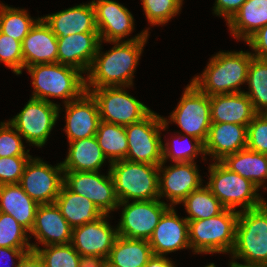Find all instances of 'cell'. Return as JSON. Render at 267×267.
<instances>
[{
  "label": "cell",
  "instance_id": "6da1fadb",
  "mask_svg": "<svg viewBox=\"0 0 267 267\" xmlns=\"http://www.w3.org/2000/svg\"><path fill=\"white\" fill-rule=\"evenodd\" d=\"M142 30L134 37L113 43V47L102 52V41L86 77V88L132 87L134 73L147 43L149 30Z\"/></svg>",
  "mask_w": 267,
  "mask_h": 267
},
{
  "label": "cell",
  "instance_id": "7a4b0ae2",
  "mask_svg": "<svg viewBox=\"0 0 267 267\" xmlns=\"http://www.w3.org/2000/svg\"><path fill=\"white\" fill-rule=\"evenodd\" d=\"M254 56L246 51H219L206 68L191 82L208 96L244 92L240 86L247 82L249 65Z\"/></svg>",
  "mask_w": 267,
  "mask_h": 267
},
{
  "label": "cell",
  "instance_id": "3957f363",
  "mask_svg": "<svg viewBox=\"0 0 267 267\" xmlns=\"http://www.w3.org/2000/svg\"><path fill=\"white\" fill-rule=\"evenodd\" d=\"M34 88L31 98L54 103L49 99H64L63 104L80 98L86 92V77L80 70L60 63L35 64L26 68Z\"/></svg>",
  "mask_w": 267,
  "mask_h": 267
},
{
  "label": "cell",
  "instance_id": "277c9868",
  "mask_svg": "<svg viewBox=\"0 0 267 267\" xmlns=\"http://www.w3.org/2000/svg\"><path fill=\"white\" fill-rule=\"evenodd\" d=\"M239 210L225 208L220 214L188 221L190 249L193 254H231L235 245Z\"/></svg>",
  "mask_w": 267,
  "mask_h": 267
},
{
  "label": "cell",
  "instance_id": "5b68a950",
  "mask_svg": "<svg viewBox=\"0 0 267 267\" xmlns=\"http://www.w3.org/2000/svg\"><path fill=\"white\" fill-rule=\"evenodd\" d=\"M231 262L267 265V201L261 206L239 211ZM236 259V260H235Z\"/></svg>",
  "mask_w": 267,
  "mask_h": 267
},
{
  "label": "cell",
  "instance_id": "8992f818",
  "mask_svg": "<svg viewBox=\"0 0 267 267\" xmlns=\"http://www.w3.org/2000/svg\"><path fill=\"white\" fill-rule=\"evenodd\" d=\"M109 166L119 202L159 199V165L125 159Z\"/></svg>",
  "mask_w": 267,
  "mask_h": 267
},
{
  "label": "cell",
  "instance_id": "52a82bcc",
  "mask_svg": "<svg viewBox=\"0 0 267 267\" xmlns=\"http://www.w3.org/2000/svg\"><path fill=\"white\" fill-rule=\"evenodd\" d=\"M207 187L228 209L248 210L261 206L266 200L257 192L258 188L248 179L229 170L221 161L209 164Z\"/></svg>",
  "mask_w": 267,
  "mask_h": 267
},
{
  "label": "cell",
  "instance_id": "ba28073f",
  "mask_svg": "<svg viewBox=\"0 0 267 267\" xmlns=\"http://www.w3.org/2000/svg\"><path fill=\"white\" fill-rule=\"evenodd\" d=\"M166 128L163 117L154 111L143 120L125 126L128 140L126 160L160 165L163 162L161 131Z\"/></svg>",
  "mask_w": 267,
  "mask_h": 267
},
{
  "label": "cell",
  "instance_id": "9c48e42d",
  "mask_svg": "<svg viewBox=\"0 0 267 267\" xmlns=\"http://www.w3.org/2000/svg\"><path fill=\"white\" fill-rule=\"evenodd\" d=\"M126 88L129 87L86 88L97 102L101 121L128 126L143 120L153 111L130 95Z\"/></svg>",
  "mask_w": 267,
  "mask_h": 267
},
{
  "label": "cell",
  "instance_id": "30bf717a",
  "mask_svg": "<svg viewBox=\"0 0 267 267\" xmlns=\"http://www.w3.org/2000/svg\"><path fill=\"white\" fill-rule=\"evenodd\" d=\"M177 107L170 113V118L163 117L164 123H176L185 135L193 136L203 144L207 140L211 126L210 96L202 93L191 81L184 88Z\"/></svg>",
  "mask_w": 267,
  "mask_h": 267
},
{
  "label": "cell",
  "instance_id": "8fae6325",
  "mask_svg": "<svg viewBox=\"0 0 267 267\" xmlns=\"http://www.w3.org/2000/svg\"><path fill=\"white\" fill-rule=\"evenodd\" d=\"M60 105L31 98L23 109L8 122L18 131L26 143L42 148L59 117Z\"/></svg>",
  "mask_w": 267,
  "mask_h": 267
},
{
  "label": "cell",
  "instance_id": "7c38bea8",
  "mask_svg": "<svg viewBox=\"0 0 267 267\" xmlns=\"http://www.w3.org/2000/svg\"><path fill=\"white\" fill-rule=\"evenodd\" d=\"M122 208L117 234L124 238L149 240L163 213L170 207L160 199L119 202Z\"/></svg>",
  "mask_w": 267,
  "mask_h": 267
},
{
  "label": "cell",
  "instance_id": "4fadbf2b",
  "mask_svg": "<svg viewBox=\"0 0 267 267\" xmlns=\"http://www.w3.org/2000/svg\"><path fill=\"white\" fill-rule=\"evenodd\" d=\"M63 184L64 170L61 162L52 166L40 157L29 159L19 181L25 193L38 204L55 203Z\"/></svg>",
  "mask_w": 267,
  "mask_h": 267
},
{
  "label": "cell",
  "instance_id": "5bb4252c",
  "mask_svg": "<svg viewBox=\"0 0 267 267\" xmlns=\"http://www.w3.org/2000/svg\"><path fill=\"white\" fill-rule=\"evenodd\" d=\"M64 184L74 193L89 199L103 213L117 210L119 200L110 170L107 175L95 172H64Z\"/></svg>",
  "mask_w": 267,
  "mask_h": 267
},
{
  "label": "cell",
  "instance_id": "9a60e30c",
  "mask_svg": "<svg viewBox=\"0 0 267 267\" xmlns=\"http://www.w3.org/2000/svg\"><path fill=\"white\" fill-rule=\"evenodd\" d=\"M196 162H180L165 166L159 165V199L166 197L170 206L181 202L203 184Z\"/></svg>",
  "mask_w": 267,
  "mask_h": 267
},
{
  "label": "cell",
  "instance_id": "2e32d148",
  "mask_svg": "<svg viewBox=\"0 0 267 267\" xmlns=\"http://www.w3.org/2000/svg\"><path fill=\"white\" fill-rule=\"evenodd\" d=\"M100 41H124L134 31L131 12L115 0H92ZM123 39V40H122Z\"/></svg>",
  "mask_w": 267,
  "mask_h": 267
},
{
  "label": "cell",
  "instance_id": "e0dca14e",
  "mask_svg": "<svg viewBox=\"0 0 267 267\" xmlns=\"http://www.w3.org/2000/svg\"><path fill=\"white\" fill-rule=\"evenodd\" d=\"M73 228L65 217L61 214L56 203L39 204L34 224L29 232V238L32 235L36 244L32 243V250L39 248V244L47 245H66L71 243Z\"/></svg>",
  "mask_w": 267,
  "mask_h": 267
},
{
  "label": "cell",
  "instance_id": "ac0fdd59",
  "mask_svg": "<svg viewBox=\"0 0 267 267\" xmlns=\"http://www.w3.org/2000/svg\"><path fill=\"white\" fill-rule=\"evenodd\" d=\"M107 217L109 214H103L93 222L73 228L70 244L80 255L108 258L118 234L117 228L109 224Z\"/></svg>",
  "mask_w": 267,
  "mask_h": 267
},
{
  "label": "cell",
  "instance_id": "d6986e66",
  "mask_svg": "<svg viewBox=\"0 0 267 267\" xmlns=\"http://www.w3.org/2000/svg\"><path fill=\"white\" fill-rule=\"evenodd\" d=\"M174 208L170 206L163 213L148 240L154 255L166 256L178 250L190 249L188 220L180 218Z\"/></svg>",
  "mask_w": 267,
  "mask_h": 267
},
{
  "label": "cell",
  "instance_id": "ffe728a7",
  "mask_svg": "<svg viewBox=\"0 0 267 267\" xmlns=\"http://www.w3.org/2000/svg\"><path fill=\"white\" fill-rule=\"evenodd\" d=\"M68 142L94 137L100 123L99 109L96 100L89 92L80 98L64 104Z\"/></svg>",
  "mask_w": 267,
  "mask_h": 267
},
{
  "label": "cell",
  "instance_id": "44dd1931",
  "mask_svg": "<svg viewBox=\"0 0 267 267\" xmlns=\"http://www.w3.org/2000/svg\"><path fill=\"white\" fill-rule=\"evenodd\" d=\"M57 41V62L87 74L100 44L98 32L74 33Z\"/></svg>",
  "mask_w": 267,
  "mask_h": 267
},
{
  "label": "cell",
  "instance_id": "7402d4cb",
  "mask_svg": "<svg viewBox=\"0 0 267 267\" xmlns=\"http://www.w3.org/2000/svg\"><path fill=\"white\" fill-rule=\"evenodd\" d=\"M247 145V126L233 123H211L207 140L204 143V154L212 161H222Z\"/></svg>",
  "mask_w": 267,
  "mask_h": 267
},
{
  "label": "cell",
  "instance_id": "603a6c76",
  "mask_svg": "<svg viewBox=\"0 0 267 267\" xmlns=\"http://www.w3.org/2000/svg\"><path fill=\"white\" fill-rule=\"evenodd\" d=\"M24 69L35 64L57 63L58 41L40 18L22 41Z\"/></svg>",
  "mask_w": 267,
  "mask_h": 267
},
{
  "label": "cell",
  "instance_id": "cb8c5ba5",
  "mask_svg": "<svg viewBox=\"0 0 267 267\" xmlns=\"http://www.w3.org/2000/svg\"><path fill=\"white\" fill-rule=\"evenodd\" d=\"M57 38L70 34L98 32L92 2L41 16Z\"/></svg>",
  "mask_w": 267,
  "mask_h": 267
},
{
  "label": "cell",
  "instance_id": "d4e9b609",
  "mask_svg": "<svg viewBox=\"0 0 267 267\" xmlns=\"http://www.w3.org/2000/svg\"><path fill=\"white\" fill-rule=\"evenodd\" d=\"M211 123L245 125L257 115L252 102L244 92L210 96Z\"/></svg>",
  "mask_w": 267,
  "mask_h": 267
},
{
  "label": "cell",
  "instance_id": "484cf974",
  "mask_svg": "<svg viewBox=\"0 0 267 267\" xmlns=\"http://www.w3.org/2000/svg\"><path fill=\"white\" fill-rule=\"evenodd\" d=\"M69 143L68 154L61 162L64 172H95L107 158L98 145L96 137L78 139Z\"/></svg>",
  "mask_w": 267,
  "mask_h": 267
},
{
  "label": "cell",
  "instance_id": "4316f807",
  "mask_svg": "<svg viewBox=\"0 0 267 267\" xmlns=\"http://www.w3.org/2000/svg\"><path fill=\"white\" fill-rule=\"evenodd\" d=\"M38 206L19 184L0 185V212L12 215L28 232L34 224Z\"/></svg>",
  "mask_w": 267,
  "mask_h": 267
},
{
  "label": "cell",
  "instance_id": "83f0119b",
  "mask_svg": "<svg viewBox=\"0 0 267 267\" xmlns=\"http://www.w3.org/2000/svg\"><path fill=\"white\" fill-rule=\"evenodd\" d=\"M226 25L234 38L246 42L267 25V0H247Z\"/></svg>",
  "mask_w": 267,
  "mask_h": 267
},
{
  "label": "cell",
  "instance_id": "f1b7e54d",
  "mask_svg": "<svg viewBox=\"0 0 267 267\" xmlns=\"http://www.w3.org/2000/svg\"><path fill=\"white\" fill-rule=\"evenodd\" d=\"M55 203L72 228L93 222L103 215L92 201L72 192L65 184Z\"/></svg>",
  "mask_w": 267,
  "mask_h": 267
},
{
  "label": "cell",
  "instance_id": "f546056e",
  "mask_svg": "<svg viewBox=\"0 0 267 267\" xmlns=\"http://www.w3.org/2000/svg\"><path fill=\"white\" fill-rule=\"evenodd\" d=\"M153 256L148 240L117 236L107 258L114 267H144Z\"/></svg>",
  "mask_w": 267,
  "mask_h": 267
},
{
  "label": "cell",
  "instance_id": "4dcf8cb0",
  "mask_svg": "<svg viewBox=\"0 0 267 267\" xmlns=\"http://www.w3.org/2000/svg\"><path fill=\"white\" fill-rule=\"evenodd\" d=\"M229 170L250 180L258 189L267 181V155L242 149L221 161Z\"/></svg>",
  "mask_w": 267,
  "mask_h": 267
},
{
  "label": "cell",
  "instance_id": "1f68e13d",
  "mask_svg": "<svg viewBox=\"0 0 267 267\" xmlns=\"http://www.w3.org/2000/svg\"><path fill=\"white\" fill-rule=\"evenodd\" d=\"M95 137L108 163L126 159L128 140L125 126L100 121Z\"/></svg>",
  "mask_w": 267,
  "mask_h": 267
},
{
  "label": "cell",
  "instance_id": "d6a6232c",
  "mask_svg": "<svg viewBox=\"0 0 267 267\" xmlns=\"http://www.w3.org/2000/svg\"><path fill=\"white\" fill-rule=\"evenodd\" d=\"M181 203L189 215L185 217L188 221L210 218L225 209L206 185L193 190Z\"/></svg>",
  "mask_w": 267,
  "mask_h": 267
},
{
  "label": "cell",
  "instance_id": "836d02e7",
  "mask_svg": "<svg viewBox=\"0 0 267 267\" xmlns=\"http://www.w3.org/2000/svg\"><path fill=\"white\" fill-rule=\"evenodd\" d=\"M26 9L0 3V32L22 42L31 28L41 18L33 19Z\"/></svg>",
  "mask_w": 267,
  "mask_h": 267
},
{
  "label": "cell",
  "instance_id": "e575fe53",
  "mask_svg": "<svg viewBox=\"0 0 267 267\" xmlns=\"http://www.w3.org/2000/svg\"><path fill=\"white\" fill-rule=\"evenodd\" d=\"M247 85L244 93L252 102L256 112L267 108V60L253 57L248 69Z\"/></svg>",
  "mask_w": 267,
  "mask_h": 267
},
{
  "label": "cell",
  "instance_id": "d590c367",
  "mask_svg": "<svg viewBox=\"0 0 267 267\" xmlns=\"http://www.w3.org/2000/svg\"><path fill=\"white\" fill-rule=\"evenodd\" d=\"M179 134L176 135L172 141L169 142V140L166 143H162L163 145V162H167V160H171L173 163H180V162H194L196 157L198 155L202 154L204 156H201L203 160H206L205 154H204V144L198 140L197 138H194L190 135H185L182 132H177ZM188 138V139H187ZM191 138V139H190ZM177 139V140H176ZM181 139V141L186 139L185 141L187 143L184 144L183 147L181 146H175L176 143H179L178 141ZM189 141V142H188ZM194 142V143H192ZM182 144V143H181ZM179 145V144H178Z\"/></svg>",
  "mask_w": 267,
  "mask_h": 267
},
{
  "label": "cell",
  "instance_id": "8d00e7d4",
  "mask_svg": "<svg viewBox=\"0 0 267 267\" xmlns=\"http://www.w3.org/2000/svg\"><path fill=\"white\" fill-rule=\"evenodd\" d=\"M28 234L12 215L0 212V247L32 248Z\"/></svg>",
  "mask_w": 267,
  "mask_h": 267
},
{
  "label": "cell",
  "instance_id": "74e56055",
  "mask_svg": "<svg viewBox=\"0 0 267 267\" xmlns=\"http://www.w3.org/2000/svg\"><path fill=\"white\" fill-rule=\"evenodd\" d=\"M35 251L44 267H78L80 254L71 244L47 245L36 248Z\"/></svg>",
  "mask_w": 267,
  "mask_h": 267
},
{
  "label": "cell",
  "instance_id": "f35d334b",
  "mask_svg": "<svg viewBox=\"0 0 267 267\" xmlns=\"http://www.w3.org/2000/svg\"><path fill=\"white\" fill-rule=\"evenodd\" d=\"M150 25H165L179 14L183 0H140Z\"/></svg>",
  "mask_w": 267,
  "mask_h": 267
},
{
  "label": "cell",
  "instance_id": "ab89813d",
  "mask_svg": "<svg viewBox=\"0 0 267 267\" xmlns=\"http://www.w3.org/2000/svg\"><path fill=\"white\" fill-rule=\"evenodd\" d=\"M0 62L18 76L22 74L24 62L22 56V42L0 32Z\"/></svg>",
  "mask_w": 267,
  "mask_h": 267
},
{
  "label": "cell",
  "instance_id": "60d3db41",
  "mask_svg": "<svg viewBox=\"0 0 267 267\" xmlns=\"http://www.w3.org/2000/svg\"><path fill=\"white\" fill-rule=\"evenodd\" d=\"M22 136L8 122H0V157L31 156L26 151Z\"/></svg>",
  "mask_w": 267,
  "mask_h": 267
},
{
  "label": "cell",
  "instance_id": "b9f144b4",
  "mask_svg": "<svg viewBox=\"0 0 267 267\" xmlns=\"http://www.w3.org/2000/svg\"><path fill=\"white\" fill-rule=\"evenodd\" d=\"M31 157H0V185L19 184L25 165Z\"/></svg>",
  "mask_w": 267,
  "mask_h": 267
},
{
  "label": "cell",
  "instance_id": "7bdbcfd3",
  "mask_svg": "<svg viewBox=\"0 0 267 267\" xmlns=\"http://www.w3.org/2000/svg\"><path fill=\"white\" fill-rule=\"evenodd\" d=\"M246 148L267 155V124L258 114L247 126Z\"/></svg>",
  "mask_w": 267,
  "mask_h": 267
},
{
  "label": "cell",
  "instance_id": "ee69618b",
  "mask_svg": "<svg viewBox=\"0 0 267 267\" xmlns=\"http://www.w3.org/2000/svg\"><path fill=\"white\" fill-rule=\"evenodd\" d=\"M245 43L254 51L251 52L254 57L267 60V25L259 29Z\"/></svg>",
  "mask_w": 267,
  "mask_h": 267
},
{
  "label": "cell",
  "instance_id": "f6af8a7d",
  "mask_svg": "<svg viewBox=\"0 0 267 267\" xmlns=\"http://www.w3.org/2000/svg\"><path fill=\"white\" fill-rule=\"evenodd\" d=\"M247 0H215L213 14L229 21Z\"/></svg>",
  "mask_w": 267,
  "mask_h": 267
},
{
  "label": "cell",
  "instance_id": "bcb514c9",
  "mask_svg": "<svg viewBox=\"0 0 267 267\" xmlns=\"http://www.w3.org/2000/svg\"><path fill=\"white\" fill-rule=\"evenodd\" d=\"M31 250H32V248H6V247H0V262H3L2 260H6V259L8 260V258L12 259L10 265H8L9 263L7 262L8 266L7 265H3L2 267H17V264L15 263V261L16 262L20 261V259L23 257V255L26 252L31 251ZM13 260H15V261H13Z\"/></svg>",
  "mask_w": 267,
  "mask_h": 267
},
{
  "label": "cell",
  "instance_id": "7dc6e473",
  "mask_svg": "<svg viewBox=\"0 0 267 267\" xmlns=\"http://www.w3.org/2000/svg\"><path fill=\"white\" fill-rule=\"evenodd\" d=\"M17 267H44V264L37 252L31 250L26 252L17 262Z\"/></svg>",
  "mask_w": 267,
  "mask_h": 267
},
{
  "label": "cell",
  "instance_id": "c3c4849f",
  "mask_svg": "<svg viewBox=\"0 0 267 267\" xmlns=\"http://www.w3.org/2000/svg\"><path fill=\"white\" fill-rule=\"evenodd\" d=\"M107 258L99 255H80L78 267H104Z\"/></svg>",
  "mask_w": 267,
  "mask_h": 267
},
{
  "label": "cell",
  "instance_id": "681fc988",
  "mask_svg": "<svg viewBox=\"0 0 267 267\" xmlns=\"http://www.w3.org/2000/svg\"><path fill=\"white\" fill-rule=\"evenodd\" d=\"M172 259L166 256L154 255L149 259L148 263L144 267H176Z\"/></svg>",
  "mask_w": 267,
  "mask_h": 267
},
{
  "label": "cell",
  "instance_id": "f907efd6",
  "mask_svg": "<svg viewBox=\"0 0 267 267\" xmlns=\"http://www.w3.org/2000/svg\"><path fill=\"white\" fill-rule=\"evenodd\" d=\"M228 267H267V265L241 264V263L235 261V262H229Z\"/></svg>",
  "mask_w": 267,
  "mask_h": 267
},
{
  "label": "cell",
  "instance_id": "816d5d0a",
  "mask_svg": "<svg viewBox=\"0 0 267 267\" xmlns=\"http://www.w3.org/2000/svg\"><path fill=\"white\" fill-rule=\"evenodd\" d=\"M257 114L262 118V120L267 124V108H264L257 112Z\"/></svg>",
  "mask_w": 267,
  "mask_h": 267
},
{
  "label": "cell",
  "instance_id": "f5cc1de1",
  "mask_svg": "<svg viewBox=\"0 0 267 267\" xmlns=\"http://www.w3.org/2000/svg\"><path fill=\"white\" fill-rule=\"evenodd\" d=\"M205 267H216L214 263H209L208 265H206ZM218 267V266H217Z\"/></svg>",
  "mask_w": 267,
  "mask_h": 267
},
{
  "label": "cell",
  "instance_id": "db71d44e",
  "mask_svg": "<svg viewBox=\"0 0 267 267\" xmlns=\"http://www.w3.org/2000/svg\"><path fill=\"white\" fill-rule=\"evenodd\" d=\"M104 267H114L112 265H110L108 262H106L105 266Z\"/></svg>",
  "mask_w": 267,
  "mask_h": 267
}]
</instances>
